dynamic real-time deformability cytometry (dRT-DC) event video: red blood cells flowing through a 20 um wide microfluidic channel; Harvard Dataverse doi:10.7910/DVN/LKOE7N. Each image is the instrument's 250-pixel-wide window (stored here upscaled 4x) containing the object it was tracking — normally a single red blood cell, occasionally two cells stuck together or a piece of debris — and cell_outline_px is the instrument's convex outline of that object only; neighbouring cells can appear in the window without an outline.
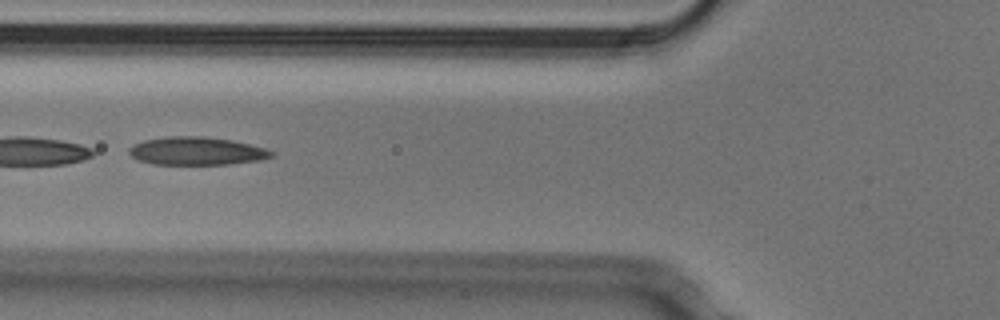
{"species": "Egyptian fruit bat (a non-hibernating species)", "species_latin": "Rousettus aegyptiacus", "temperature_condition": "cold", "stored_images_in_passage": 25, "camera_frame_rate_fps": 3000, "um_per_image_px": 0.085, "animal": {"sex": "male"}, "frame": {"image": 1, "passage_image": 17, "time_ms": 5.333, "image_size_px": [1000, 320], "cell_outline_px": [[276, 152], [272, 156], [260, 160], [228, 164], [152, 164], [140, 160], [132, 156], [128, 152], [128, 148], [132, 144], [144, 140], [168, 136], [204, 136], [232, 140], [264, 148]], "centroid_in_image_um": [16.69, 12.83], "position_along_channel_um": 109.1, "area_um2": 23.24}}